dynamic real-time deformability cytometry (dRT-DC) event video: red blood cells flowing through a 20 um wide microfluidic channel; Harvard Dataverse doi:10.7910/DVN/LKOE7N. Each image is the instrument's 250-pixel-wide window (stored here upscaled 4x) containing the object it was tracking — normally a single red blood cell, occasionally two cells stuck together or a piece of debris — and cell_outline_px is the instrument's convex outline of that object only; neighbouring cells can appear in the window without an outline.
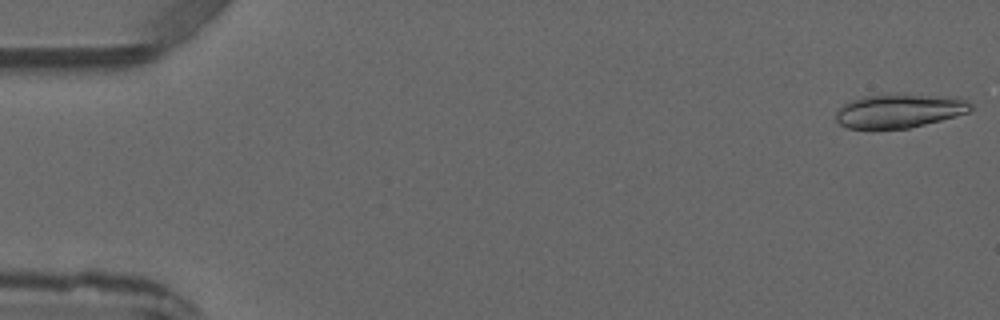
{"species": "common noctule bat (a hibernating species)", "species_latin": "Nyctalus noctula", "temperature_condition": "warm", "stored_images_in_passage": 5, "camera_frame_rate_fps": 3000, "um_per_image_px": 0.085, "animal": {"sex": "male", "forearm_length_mm": 52.5}, "frame": {"image": 1, "passage_image": 1, "time_ms": 0.0, "image_size_px": [1000, 320], "cell_outline_px": [[972, 108], [968, 112], [956, 116], [908, 128], [872, 132], [848, 128], [840, 124], [836, 120], [836, 112], [844, 104], [852, 100], [864, 96], [960, 96], [968, 100], [972, 104]], "centroid_in_image_um": [76.42, 9.49], "position_along_channel_um": 8.6, "area_um2": 26.7}}